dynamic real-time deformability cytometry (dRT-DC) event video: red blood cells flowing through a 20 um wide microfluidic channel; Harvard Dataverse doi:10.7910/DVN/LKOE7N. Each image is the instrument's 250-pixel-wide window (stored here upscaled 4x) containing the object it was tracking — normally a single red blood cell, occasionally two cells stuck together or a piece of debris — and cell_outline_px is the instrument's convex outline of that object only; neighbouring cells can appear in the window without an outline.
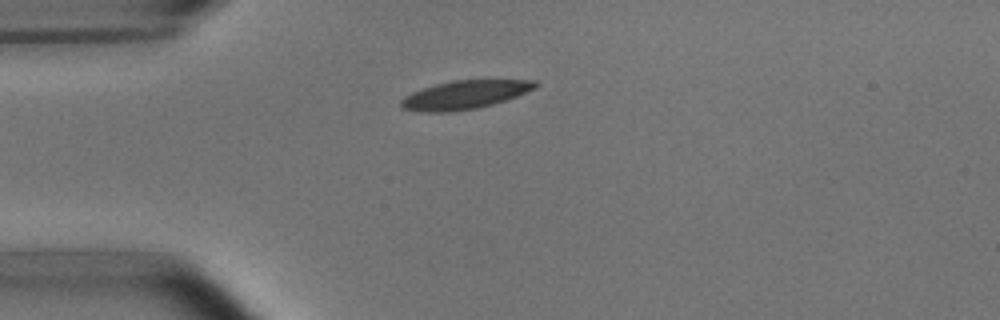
{"species": "common noctule bat (a hibernating species)", "species_latin": "Nyctalus noctula", "temperature_condition": "room temperature", "stored_images_in_passage": 41, "camera_frame_rate_fps": 3000, "um_per_image_px": 0.085, "animal": {"sex": "male", "body_mass_g": 15.6}, "frame": {"image": 1, "passage_image": 1, "time_ms": 0.0, "image_size_px": [1000, 320], "cell_outline_px": [[540, 84], [536, 88], [516, 96], [492, 104], [476, 108], [448, 112], [424, 112], [400, 108], [400, 100], [404, 96], [412, 92], [436, 84], [452, 80], [536, 80]], "centroid_in_image_um": [39.49, 8.05], "position_along_channel_um": 45.5, "area_um2": 22.2}}
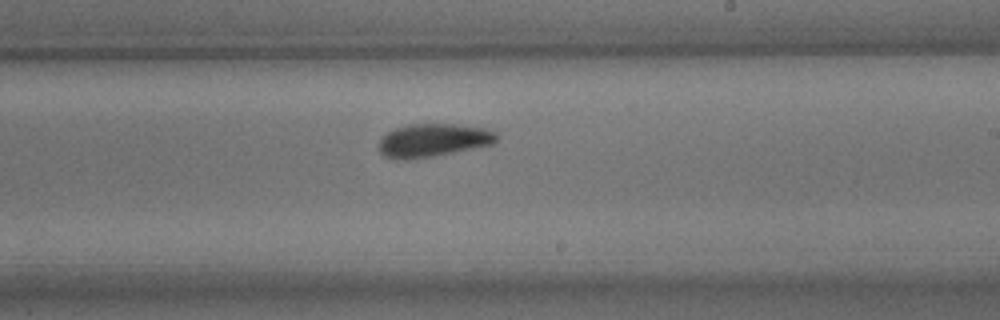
{"frame": {"image": 2, "passage_image": 19, "time_ms": 6.0, "image_size_px": [1000, 320], "cell_outline_px": [[500, 136], [492, 144], [432, 156], [384, 156], [380, 152], [380, 140], [388, 132], [396, 128], [408, 124], [456, 124], [484, 128], [496, 132]], "centroid_in_image_um": [36.91, 11.86], "position_along_channel_um": 252.1, "area_um2": 21.73}}
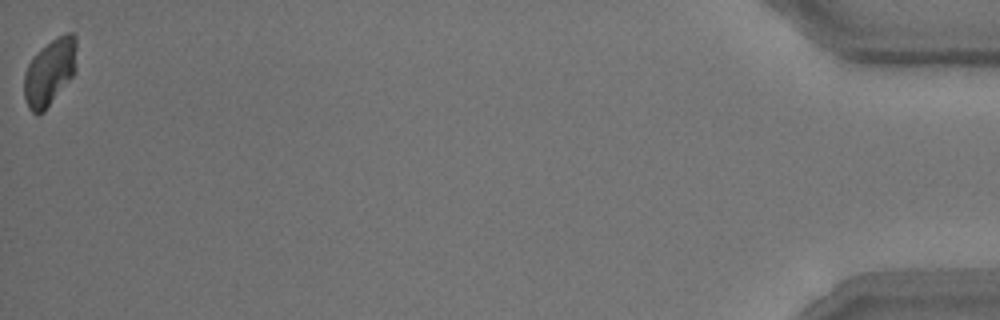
{"frame": {"image": 3, "passage_image": 41, "time_ms": 13.333, "image_size_px": [1000, 320], "cell_outline_px": [[76, 72], [44, 112], [36, 116], [28, 108], [24, 96], [24, 72], [32, 56], [40, 48], [64, 32], [72, 32], [76, 36]], "centroid_in_image_um": [4.23, 6.12], "position_along_channel_um": 431.0, "area_um2": 20.81}, "authors_computed_cell_mechanics": {"area_um2": 21.964, "velocity_mm_per_s": 3.7156, "shape_relaxation_time_tau1_ms": 2.6165, "shape_relaxation_time_tau2_ms": 2.1442, "deformation_change_tau1": 0.1092, "deformation_change_tau2": 0.0804}}